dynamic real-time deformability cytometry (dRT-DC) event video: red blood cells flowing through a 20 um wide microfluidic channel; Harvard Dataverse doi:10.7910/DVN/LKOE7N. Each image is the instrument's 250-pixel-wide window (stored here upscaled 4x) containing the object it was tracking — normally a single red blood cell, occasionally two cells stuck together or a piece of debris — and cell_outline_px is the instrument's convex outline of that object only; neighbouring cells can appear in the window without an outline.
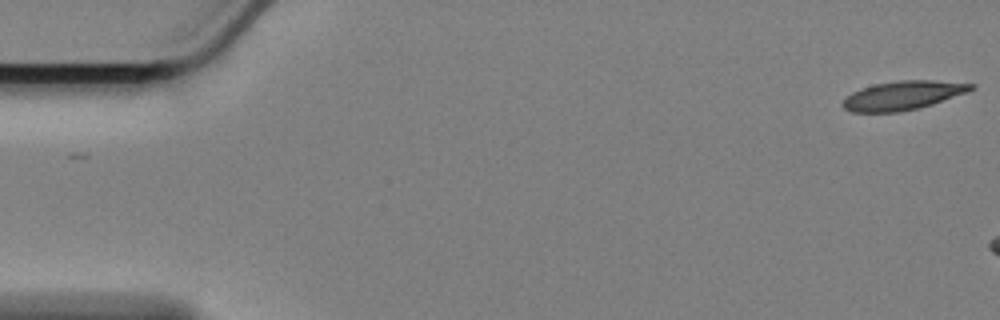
{"species": "Egyptian fruit bat (a non-hibernating species)", "species_latin": "Rousettus aegyptiacus", "temperature_condition": "cold", "stored_images_in_passage": 8, "camera_frame_rate_fps": 3000, "um_per_image_px": 0.085, "animal": {"sex": "female"}, "frame": {"image": 1, "passage_image": 1, "time_ms": 0.0, "image_size_px": [1000, 320], "cell_outline_px": [[976, 88], [968, 92], [920, 108], [900, 112], [852, 112], [844, 108], [840, 104], [852, 92], [860, 88], [876, 84], [900, 80], [932, 80], [976, 84]], "centroid_in_image_um": [76.76, 8.11], "position_along_channel_um": 8.2, "area_um2": 21.62}}